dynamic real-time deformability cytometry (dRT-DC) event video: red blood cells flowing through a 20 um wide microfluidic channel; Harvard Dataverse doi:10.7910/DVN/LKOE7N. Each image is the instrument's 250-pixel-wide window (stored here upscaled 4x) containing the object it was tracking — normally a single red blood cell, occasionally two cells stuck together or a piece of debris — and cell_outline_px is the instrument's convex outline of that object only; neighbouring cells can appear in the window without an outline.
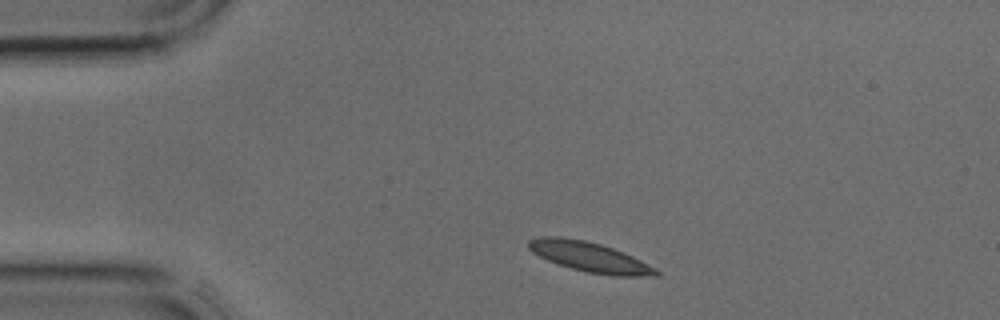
{"species": "common noctule bat (a hibernating species)", "species_latin": "Nyctalus noctula", "temperature_condition": "cold", "stored_images_in_passage": 2, "camera_frame_rate_fps": 3000, "um_per_image_px": 0.085, "animal": {"sex": "male", "body_mass_g": 17.9, "forearm_length_mm": 54.2}, "frame": {"image": 1, "passage_image": 1, "time_ms": 0.0, "image_size_px": [1000, 320], "cell_outline_px": [[660, 276], [612, 276], [584, 272], [548, 260], [532, 252], [528, 248], [528, 240], [540, 236], [560, 236], [584, 240], [600, 244], [612, 248], [632, 256], [656, 268], [660, 272]], "centroid_in_image_um": [50.12, 21.84], "position_along_channel_um": 34.9, "area_um2": 22.2}}